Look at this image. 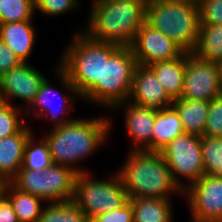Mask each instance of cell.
Instances as JSON below:
<instances>
[{"instance_id":"obj_12","label":"cell","mask_w":222,"mask_h":222,"mask_svg":"<svg viewBox=\"0 0 222 222\" xmlns=\"http://www.w3.org/2000/svg\"><path fill=\"white\" fill-rule=\"evenodd\" d=\"M193 222L222 221V177L204 175L183 190Z\"/></svg>"},{"instance_id":"obj_7","label":"cell","mask_w":222,"mask_h":222,"mask_svg":"<svg viewBox=\"0 0 222 222\" xmlns=\"http://www.w3.org/2000/svg\"><path fill=\"white\" fill-rule=\"evenodd\" d=\"M128 201L118 172L104 180H94L89 171L77 174L73 202L90 221L100 214L119 209Z\"/></svg>"},{"instance_id":"obj_13","label":"cell","mask_w":222,"mask_h":222,"mask_svg":"<svg viewBox=\"0 0 222 222\" xmlns=\"http://www.w3.org/2000/svg\"><path fill=\"white\" fill-rule=\"evenodd\" d=\"M130 48L138 65L144 66L173 60L184 53L169 37L146 22L136 32Z\"/></svg>"},{"instance_id":"obj_3","label":"cell","mask_w":222,"mask_h":222,"mask_svg":"<svg viewBox=\"0 0 222 222\" xmlns=\"http://www.w3.org/2000/svg\"><path fill=\"white\" fill-rule=\"evenodd\" d=\"M129 198L170 199L183 195L160 152L130 150L118 171Z\"/></svg>"},{"instance_id":"obj_27","label":"cell","mask_w":222,"mask_h":222,"mask_svg":"<svg viewBox=\"0 0 222 222\" xmlns=\"http://www.w3.org/2000/svg\"><path fill=\"white\" fill-rule=\"evenodd\" d=\"M205 175L222 177V137L201 136Z\"/></svg>"},{"instance_id":"obj_14","label":"cell","mask_w":222,"mask_h":222,"mask_svg":"<svg viewBox=\"0 0 222 222\" xmlns=\"http://www.w3.org/2000/svg\"><path fill=\"white\" fill-rule=\"evenodd\" d=\"M45 75L29 63H22L17 68L11 69L0 77L1 95L5 103L11 104L13 100L20 99L26 103L27 108L37 92Z\"/></svg>"},{"instance_id":"obj_30","label":"cell","mask_w":222,"mask_h":222,"mask_svg":"<svg viewBox=\"0 0 222 222\" xmlns=\"http://www.w3.org/2000/svg\"><path fill=\"white\" fill-rule=\"evenodd\" d=\"M34 2L35 11L38 10L42 16L57 17L73 9L75 11L80 0H34Z\"/></svg>"},{"instance_id":"obj_34","label":"cell","mask_w":222,"mask_h":222,"mask_svg":"<svg viewBox=\"0 0 222 222\" xmlns=\"http://www.w3.org/2000/svg\"><path fill=\"white\" fill-rule=\"evenodd\" d=\"M22 62L16 54L0 40V77L11 69L17 68Z\"/></svg>"},{"instance_id":"obj_25","label":"cell","mask_w":222,"mask_h":222,"mask_svg":"<svg viewBox=\"0 0 222 222\" xmlns=\"http://www.w3.org/2000/svg\"><path fill=\"white\" fill-rule=\"evenodd\" d=\"M34 137L33 133L26 142L21 169L44 171L53 164L49 147L43 137L40 141H37Z\"/></svg>"},{"instance_id":"obj_39","label":"cell","mask_w":222,"mask_h":222,"mask_svg":"<svg viewBox=\"0 0 222 222\" xmlns=\"http://www.w3.org/2000/svg\"><path fill=\"white\" fill-rule=\"evenodd\" d=\"M219 65H220V71H221V80H222V62H221Z\"/></svg>"},{"instance_id":"obj_2","label":"cell","mask_w":222,"mask_h":222,"mask_svg":"<svg viewBox=\"0 0 222 222\" xmlns=\"http://www.w3.org/2000/svg\"><path fill=\"white\" fill-rule=\"evenodd\" d=\"M86 28L90 39L130 46L145 23L146 0H94Z\"/></svg>"},{"instance_id":"obj_24","label":"cell","mask_w":222,"mask_h":222,"mask_svg":"<svg viewBox=\"0 0 222 222\" xmlns=\"http://www.w3.org/2000/svg\"><path fill=\"white\" fill-rule=\"evenodd\" d=\"M192 54L198 59L222 62V25H200L198 40Z\"/></svg>"},{"instance_id":"obj_33","label":"cell","mask_w":222,"mask_h":222,"mask_svg":"<svg viewBox=\"0 0 222 222\" xmlns=\"http://www.w3.org/2000/svg\"><path fill=\"white\" fill-rule=\"evenodd\" d=\"M90 222H134L132 205L128 201L119 209L100 214Z\"/></svg>"},{"instance_id":"obj_17","label":"cell","mask_w":222,"mask_h":222,"mask_svg":"<svg viewBox=\"0 0 222 222\" xmlns=\"http://www.w3.org/2000/svg\"><path fill=\"white\" fill-rule=\"evenodd\" d=\"M32 134L31 127L25 125L17 134L0 139V179L5 183L22 168L25 145Z\"/></svg>"},{"instance_id":"obj_21","label":"cell","mask_w":222,"mask_h":222,"mask_svg":"<svg viewBox=\"0 0 222 222\" xmlns=\"http://www.w3.org/2000/svg\"><path fill=\"white\" fill-rule=\"evenodd\" d=\"M172 106L178 112L185 133L203 136L209 110V102L179 98Z\"/></svg>"},{"instance_id":"obj_5","label":"cell","mask_w":222,"mask_h":222,"mask_svg":"<svg viewBox=\"0 0 222 222\" xmlns=\"http://www.w3.org/2000/svg\"><path fill=\"white\" fill-rule=\"evenodd\" d=\"M145 22L169 37L184 52L194 51L200 28L197 2H147Z\"/></svg>"},{"instance_id":"obj_32","label":"cell","mask_w":222,"mask_h":222,"mask_svg":"<svg viewBox=\"0 0 222 222\" xmlns=\"http://www.w3.org/2000/svg\"><path fill=\"white\" fill-rule=\"evenodd\" d=\"M203 136L222 137V96L209 101V110Z\"/></svg>"},{"instance_id":"obj_26","label":"cell","mask_w":222,"mask_h":222,"mask_svg":"<svg viewBox=\"0 0 222 222\" xmlns=\"http://www.w3.org/2000/svg\"><path fill=\"white\" fill-rule=\"evenodd\" d=\"M38 222H90L73 201L48 203Z\"/></svg>"},{"instance_id":"obj_6","label":"cell","mask_w":222,"mask_h":222,"mask_svg":"<svg viewBox=\"0 0 222 222\" xmlns=\"http://www.w3.org/2000/svg\"><path fill=\"white\" fill-rule=\"evenodd\" d=\"M137 66L130 46H119L109 59H104L103 84H96L83 99L109 110L128 101Z\"/></svg>"},{"instance_id":"obj_36","label":"cell","mask_w":222,"mask_h":222,"mask_svg":"<svg viewBox=\"0 0 222 222\" xmlns=\"http://www.w3.org/2000/svg\"><path fill=\"white\" fill-rule=\"evenodd\" d=\"M147 2L153 1H177V2H197V0H146Z\"/></svg>"},{"instance_id":"obj_31","label":"cell","mask_w":222,"mask_h":222,"mask_svg":"<svg viewBox=\"0 0 222 222\" xmlns=\"http://www.w3.org/2000/svg\"><path fill=\"white\" fill-rule=\"evenodd\" d=\"M200 25H222V0H197Z\"/></svg>"},{"instance_id":"obj_29","label":"cell","mask_w":222,"mask_h":222,"mask_svg":"<svg viewBox=\"0 0 222 222\" xmlns=\"http://www.w3.org/2000/svg\"><path fill=\"white\" fill-rule=\"evenodd\" d=\"M15 105L5 102L0 104V139L17 134L26 125L23 115L27 114L24 113L23 105Z\"/></svg>"},{"instance_id":"obj_4","label":"cell","mask_w":222,"mask_h":222,"mask_svg":"<svg viewBox=\"0 0 222 222\" xmlns=\"http://www.w3.org/2000/svg\"><path fill=\"white\" fill-rule=\"evenodd\" d=\"M72 42L63 49L58 66L67 74L81 100L96 85L103 84L104 59L119 47L110 42L90 39L82 31H75Z\"/></svg>"},{"instance_id":"obj_28","label":"cell","mask_w":222,"mask_h":222,"mask_svg":"<svg viewBox=\"0 0 222 222\" xmlns=\"http://www.w3.org/2000/svg\"><path fill=\"white\" fill-rule=\"evenodd\" d=\"M34 15V0H0V24L33 21Z\"/></svg>"},{"instance_id":"obj_9","label":"cell","mask_w":222,"mask_h":222,"mask_svg":"<svg viewBox=\"0 0 222 222\" xmlns=\"http://www.w3.org/2000/svg\"><path fill=\"white\" fill-rule=\"evenodd\" d=\"M160 153L171 171L173 180L183 190L205 175L201 136L185 133L173 139ZM181 178L187 179V182L179 180Z\"/></svg>"},{"instance_id":"obj_10","label":"cell","mask_w":222,"mask_h":222,"mask_svg":"<svg viewBox=\"0 0 222 222\" xmlns=\"http://www.w3.org/2000/svg\"><path fill=\"white\" fill-rule=\"evenodd\" d=\"M55 71L57 74L56 76H58V79H60L62 89L65 90V94L62 93L63 90L59 91L58 89L54 88L52 83H50L51 81H49L48 78H45L44 81L41 83L39 91L37 92L31 104L26 109H24V112L26 113L27 111V114H30V111L34 110L35 113L33 112L31 114H34V116H37L41 119L44 117L43 120L46 118H50L49 120L51 122L53 121V128L60 127L65 123H69L74 120L73 118H68L65 115V112L66 114H70L75 98L77 96L78 98H81L77 89L69 80L67 74L59 66H57V70ZM53 98H55L56 100L59 99L57 101L59 104L55 102L58 105L59 109L55 106V103H53L55 101ZM31 107H33V109ZM55 107L58 110L55 109ZM47 113H49L50 117L47 116ZM61 114H63L65 117Z\"/></svg>"},{"instance_id":"obj_11","label":"cell","mask_w":222,"mask_h":222,"mask_svg":"<svg viewBox=\"0 0 222 222\" xmlns=\"http://www.w3.org/2000/svg\"><path fill=\"white\" fill-rule=\"evenodd\" d=\"M222 96L220 65L207 62L186 52V70L184 74L181 98L211 101Z\"/></svg>"},{"instance_id":"obj_20","label":"cell","mask_w":222,"mask_h":222,"mask_svg":"<svg viewBox=\"0 0 222 222\" xmlns=\"http://www.w3.org/2000/svg\"><path fill=\"white\" fill-rule=\"evenodd\" d=\"M185 134L178 112L173 106L158 109L152 132L151 151L160 152L173 139Z\"/></svg>"},{"instance_id":"obj_37","label":"cell","mask_w":222,"mask_h":222,"mask_svg":"<svg viewBox=\"0 0 222 222\" xmlns=\"http://www.w3.org/2000/svg\"><path fill=\"white\" fill-rule=\"evenodd\" d=\"M4 185H5V182L4 181H2L1 179H0V196L2 195V193H3V188H4Z\"/></svg>"},{"instance_id":"obj_8","label":"cell","mask_w":222,"mask_h":222,"mask_svg":"<svg viewBox=\"0 0 222 222\" xmlns=\"http://www.w3.org/2000/svg\"><path fill=\"white\" fill-rule=\"evenodd\" d=\"M77 173L69 167L52 164L44 171L20 169L10 183L48 203L73 201Z\"/></svg>"},{"instance_id":"obj_15","label":"cell","mask_w":222,"mask_h":222,"mask_svg":"<svg viewBox=\"0 0 222 222\" xmlns=\"http://www.w3.org/2000/svg\"><path fill=\"white\" fill-rule=\"evenodd\" d=\"M119 107L125 109V130L132 140L130 150L151 151L152 132L158 109L136 105L129 101L119 103L113 109Z\"/></svg>"},{"instance_id":"obj_1","label":"cell","mask_w":222,"mask_h":222,"mask_svg":"<svg viewBox=\"0 0 222 222\" xmlns=\"http://www.w3.org/2000/svg\"><path fill=\"white\" fill-rule=\"evenodd\" d=\"M108 117L77 118L52 128L43 138L46 140L53 164L66 166L77 174L88 172L74 164L85 160L103 146L112 129Z\"/></svg>"},{"instance_id":"obj_35","label":"cell","mask_w":222,"mask_h":222,"mask_svg":"<svg viewBox=\"0 0 222 222\" xmlns=\"http://www.w3.org/2000/svg\"><path fill=\"white\" fill-rule=\"evenodd\" d=\"M0 222H19L9 199L3 193L0 196Z\"/></svg>"},{"instance_id":"obj_18","label":"cell","mask_w":222,"mask_h":222,"mask_svg":"<svg viewBox=\"0 0 222 222\" xmlns=\"http://www.w3.org/2000/svg\"><path fill=\"white\" fill-rule=\"evenodd\" d=\"M35 26L32 21H18L0 24V40L20 59L28 63L36 42Z\"/></svg>"},{"instance_id":"obj_38","label":"cell","mask_w":222,"mask_h":222,"mask_svg":"<svg viewBox=\"0 0 222 222\" xmlns=\"http://www.w3.org/2000/svg\"><path fill=\"white\" fill-rule=\"evenodd\" d=\"M2 102H4V101H3V98H2V95H1V87H0V104H1Z\"/></svg>"},{"instance_id":"obj_19","label":"cell","mask_w":222,"mask_h":222,"mask_svg":"<svg viewBox=\"0 0 222 222\" xmlns=\"http://www.w3.org/2000/svg\"><path fill=\"white\" fill-rule=\"evenodd\" d=\"M148 67L155 73L156 78L172 100L182 97L186 70V52L176 59L156 62Z\"/></svg>"},{"instance_id":"obj_23","label":"cell","mask_w":222,"mask_h":222,"mask_svg":"<svg viewBox=\"0 0 222 222\" xmlns=\"http://www.w3.org/2000/svg\"><path fill=\"white\" fill-rule=\"evenodd\" d=\"M3 194L9 199L19 222H38L46 203L43 199L16 189L6 182ZM43 206V207H41Z\"/></svg>"},{"instance_id":"obj_16","label":"cell","mask_w":222,"mask_h":222,"mask_svg":"<svg viewBox=\"0 0 222 222\" xmlns=\"http://www.w3.org/2000/svg\"><path fill=\"white\" fill-rule=\"evenodd\" d=\"M128 101L156 109L170 107L173 103L155 73L144 65H138L135 69Z\"/></svg>"},{"instance_id":"obj_22","label":"cell","mask_w":222,"mask_h":222,"mask_svg":"<svg viewBox=\"0 0 222 222\" xmlns=\"http://www.w3.org/2000/svg\"><path fill=\"white\" fill-rule=\"evenodd\" d=\"M134 222H173L170 199L129 198Z\"/></svg>"}]
</instances>
